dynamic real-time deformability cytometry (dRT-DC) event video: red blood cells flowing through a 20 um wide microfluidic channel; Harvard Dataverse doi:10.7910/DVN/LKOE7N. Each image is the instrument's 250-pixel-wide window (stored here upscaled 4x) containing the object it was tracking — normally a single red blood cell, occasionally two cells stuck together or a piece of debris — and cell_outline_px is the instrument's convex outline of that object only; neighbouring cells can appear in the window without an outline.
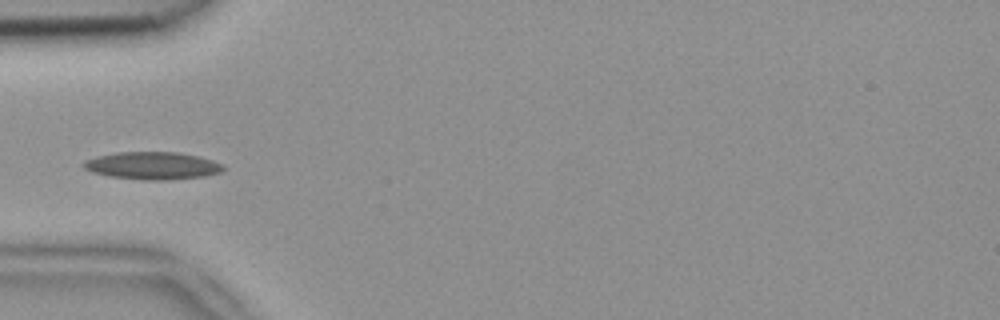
{"species": "common noctule bat (a hibernating species)", "species_latin": "Nyctalus noctula", "temperature_condition": "room temperature", "stored_images_in_passage": 4, "camera_frame_rate_fps": 3000, "um_per_image_px": 0.085, "animal": {"sex": "female", "body_mass_g": 18.4}, "frame": {"image": 1, "passage_image": 4, "time_ms": 1.0, "image_size_px": [1000, 320], "cell_outline_px": [[224, 168], [220, 172], [204, 176], [164, 180], [144, 180], [108, 176], [92, 172], [84, 168], [80, 164], [84, 160], [96, 156], [116, 152], [180, 152], [200, 156], [224, 164]], "centroid_in_image_um": [12.93, 14.07], "position_along_channel_um": 72.1, "area_um2": 22.6}}